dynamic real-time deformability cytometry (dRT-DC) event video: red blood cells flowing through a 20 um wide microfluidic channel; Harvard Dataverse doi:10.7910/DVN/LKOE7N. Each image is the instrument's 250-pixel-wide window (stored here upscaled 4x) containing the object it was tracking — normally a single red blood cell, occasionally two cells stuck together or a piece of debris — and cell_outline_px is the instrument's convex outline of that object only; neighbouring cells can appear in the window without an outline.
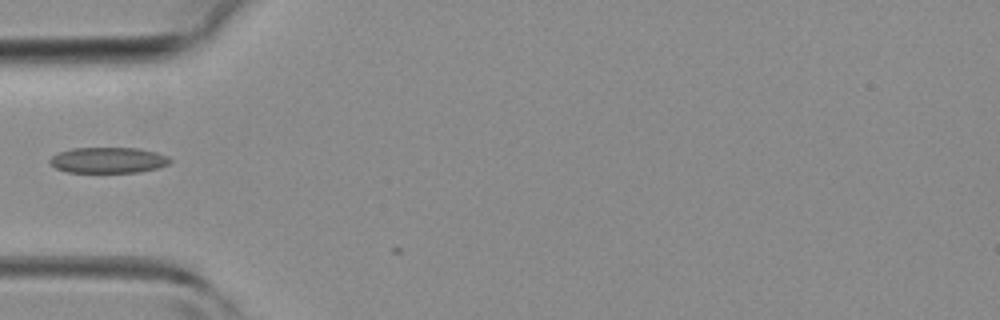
{"species": "common noctule bat (a hibernating species)", "species_latin": "Nyctalus noctula", "temperature_condition": "room temperature", "stored_images_in_passage": 4, "camera_frame_rate_fps": 3000, "um_per_image_px": 0.085, "animal": {"sex": "female", "body_mass_g": 19.3, "forearm_length_mm": 54.1}, "frame": {"image": 1, "passage_image": 3, "time_ms": 0.667, "image_size_px": [1000, 320], "cell_outline_px": [[172, 160], [168, 164], [156, 168], [140, 172], [68, 172], [56, 168], [48, 160], [52, 156], [60, 152], [72, 148], [140, 148], [156, 152], [168, 156]], "centroid_in_image_um": [9.22, 13.61], "position_along_channel_um": 75.8, "area_um2": 17.98}}